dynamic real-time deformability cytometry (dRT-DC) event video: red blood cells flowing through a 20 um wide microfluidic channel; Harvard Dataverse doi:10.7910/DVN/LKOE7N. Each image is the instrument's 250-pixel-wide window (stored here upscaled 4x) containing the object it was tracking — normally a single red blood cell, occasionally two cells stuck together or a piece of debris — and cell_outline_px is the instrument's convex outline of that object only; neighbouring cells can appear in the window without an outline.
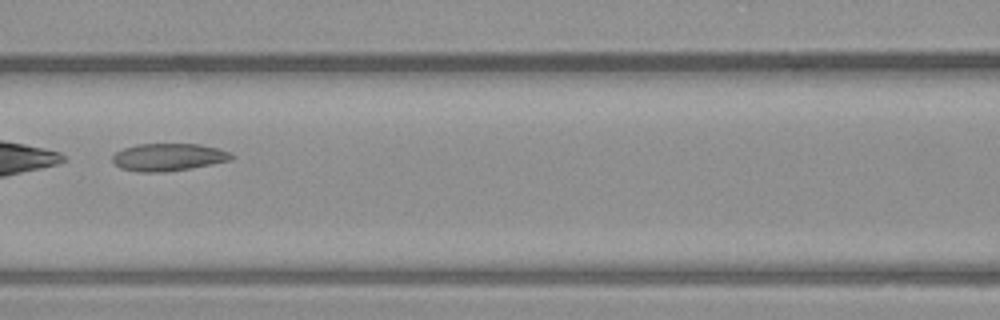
{"species": "common noctule bat (a hibernating species)", "species_latin": "Nyctalus noctula", "temperature_condition": "warm", "stored_images_in_passage": 8, "camera_frame_rate_fps": 3000, "um_per_image_px": 0.085, "animal": {"sex": "male", "body_mass_g": 23.1, "forearm_length_mm": 52.7}, "frame": {"image": 1, "passage_image": 8, "time_ms": 2.333, "image_size_px": [1000, 320], "cell_outline_px": [[236, 156], [232, 160], [192, 168], [164, 172], [136, 172], [120, 168], [112, 160], [112, 156], [116, 152], [124, 148], [136, 144], [200, 144], [232, 152]], "centroid_in_image_um": [14.34, 13.36], "position_along_channel_um": 152.3, "area_um2": 19.25}}